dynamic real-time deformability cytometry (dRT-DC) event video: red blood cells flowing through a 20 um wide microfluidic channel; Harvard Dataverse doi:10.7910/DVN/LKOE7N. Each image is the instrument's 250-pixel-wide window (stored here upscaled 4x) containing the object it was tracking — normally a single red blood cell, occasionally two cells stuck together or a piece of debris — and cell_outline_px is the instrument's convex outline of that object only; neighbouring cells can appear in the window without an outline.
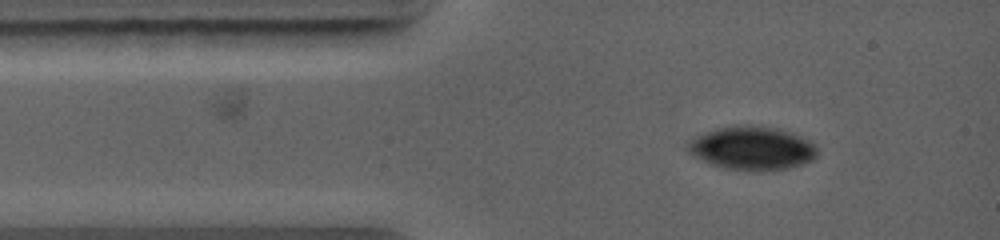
{"species": "common noctule bat (a hibernating species)", "species_latin": "Nyctalus noctula", "temperature_condition": "warm", "stored_images_in_passage": 3, "camera_frame_rate_fps": 5000, "um_per_image_px": 0.085, "animal": {"sex": "female", "body_mass_g": 19.0, "forearm_length_mm": 56.7}, "frame": {"image": 1, "passage_image": 1, "time_ms": 0.0, "image_size_px": [1000, 240], "cell_outline_px": [[816, 156], [812, 160], [788, 168], [760, 172], [744, 172], [724, 168], [712, 164], [692, 156], [684, 148], [684, 144], [688, 140], [704, 132], [716, 128], [736, 124], [760, 124], [780, 128], [800, 136], [816, 144]], "centroid_in_image_um": [63.86, 12.58], "position_along_channel_um": 21.1, "area_um2": 33.87}}